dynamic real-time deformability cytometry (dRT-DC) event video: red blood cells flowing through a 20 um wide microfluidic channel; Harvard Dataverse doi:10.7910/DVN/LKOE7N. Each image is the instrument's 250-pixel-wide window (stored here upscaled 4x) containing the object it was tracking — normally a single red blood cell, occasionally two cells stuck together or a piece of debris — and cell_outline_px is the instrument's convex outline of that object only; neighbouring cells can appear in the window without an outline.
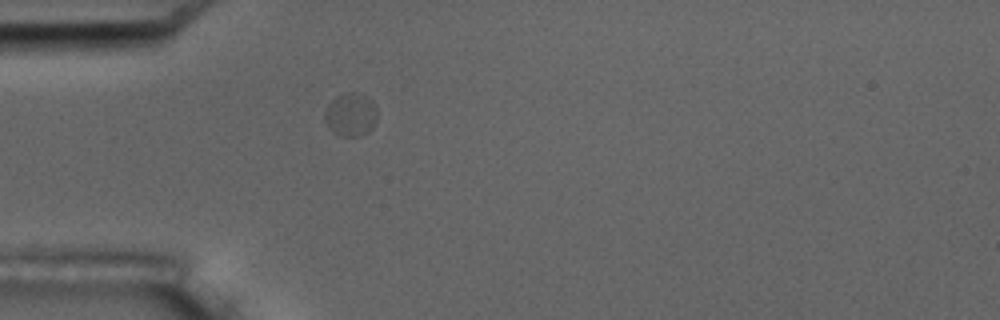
{"species": "common noctule bat (a hibernating species)", "species_latin": "Nyctalus noctula", "temperature_condition": "room temperature", "stored_images_in_passage": 1, "camera_frame_rate_fps": 3000, "um_per_image_px": 0.085, "animal": {"sex": "male", "body_mass_g": 17.5, "forearm_length_mm": 52.3}, "frame": {"image": 1, "passage_image": 1, "time_ms": 0.0, "image_size_px": [1000, 320], "cell_outline_px": [[376, 120], [372, 128], [368, 132], [360, 136], [340, 136], [332, 132], [328, 128], [324, 120], [324, 112], [328, 104], [336, 96], [344, 92], [360, 92], [368, 96], [376, 104]], "centroid_in_image_um": [29.81, 9.72], "position_along_channel_um": 55.2, "area_um2": 13.64}}